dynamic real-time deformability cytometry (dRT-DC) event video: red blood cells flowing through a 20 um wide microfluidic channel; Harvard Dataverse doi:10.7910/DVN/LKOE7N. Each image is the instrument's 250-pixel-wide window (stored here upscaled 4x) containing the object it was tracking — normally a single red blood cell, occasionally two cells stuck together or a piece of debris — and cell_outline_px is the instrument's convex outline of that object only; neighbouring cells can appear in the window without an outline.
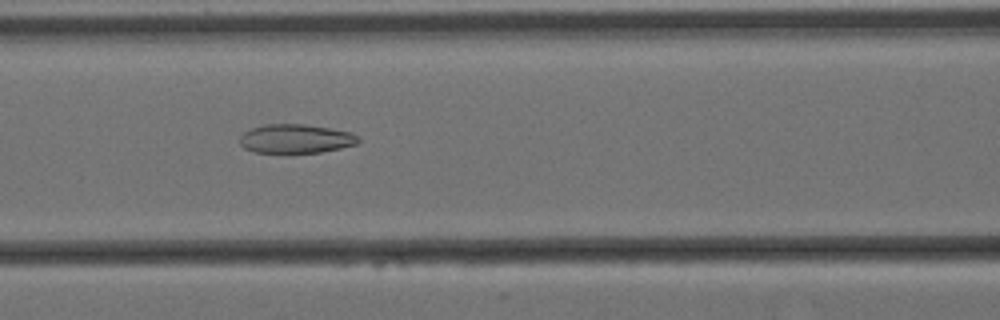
{"species": "Egyptian fruit bat (a non-hibernating species)", "species_latin": "Rousettus aegyptiacus", "temperature_condition": "cold", "stored_images_in_passage": 7, "camera_frame_rate_fps": 3000, "um_per_image_px": 0.085, "animal": {"sex": "female"}, "frame": {"image": 1, "passage_image": 5, "time_ms": 1.333, "image_size_px": [1000, 320], "cell_outline_px": [[360, 140], [356, 144], [340, 148], [320, 152], [252, 152], [244, 148], [240, 144], [240, 136], [244, 132], [252, 128], [264, 124], [304, 124], [352, 132], [360, 136]], "centroid_in_image_um": [25.14, 11.78], "position_along_channel_um": 141.5, "area_um2": 19.94}}
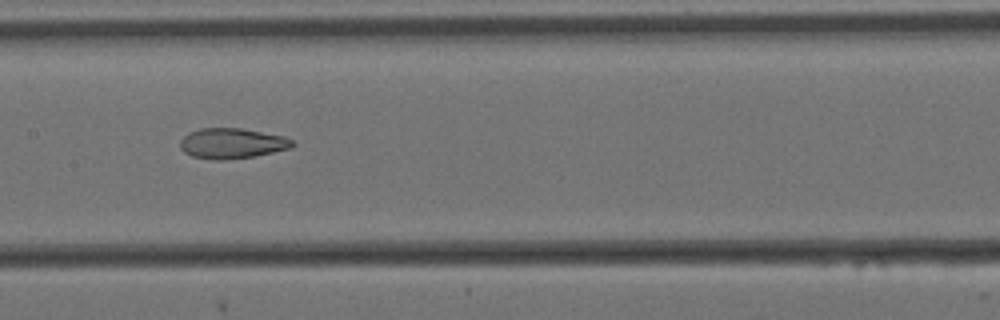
{"frame": {"image": 2, "passage_image": 6, "time_ms": 1.667, "image_size_px": [1000, 320], "cell_outline_px": [[296, 144], [292, 148], [256, 156], [228, 160], [212, 160], [192, 156], [184, 152], [180, 148], [180, 140], [188, 132], [200, 128], [240, 128], [284, 136], [292, 140]], "centroid_in_image_um": [19.72, 12.19], "position_along_channel_um": 187.7, "area_um2": 20.11}}
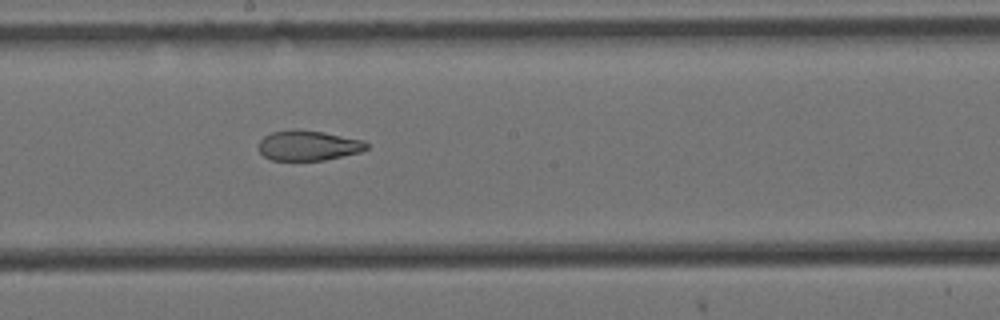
{"frame": {"image": 3, "passage_image": 7, "time_ms": 2.0, "image_size_px": [1000, 320], "cell_outline_px": [[368, 148], [360, 152], [324, 160], [272, 160], [264, 156], [260, 152], [260, 140], [264, 136], [272, 132], [292, 128], [296, 128], [324, 132], [364, 140], [368, 144]], "centroid_in_image_um": [26.21, 12.35], "position_along_channel_um": 222.0, "area_um2": 19.02}}